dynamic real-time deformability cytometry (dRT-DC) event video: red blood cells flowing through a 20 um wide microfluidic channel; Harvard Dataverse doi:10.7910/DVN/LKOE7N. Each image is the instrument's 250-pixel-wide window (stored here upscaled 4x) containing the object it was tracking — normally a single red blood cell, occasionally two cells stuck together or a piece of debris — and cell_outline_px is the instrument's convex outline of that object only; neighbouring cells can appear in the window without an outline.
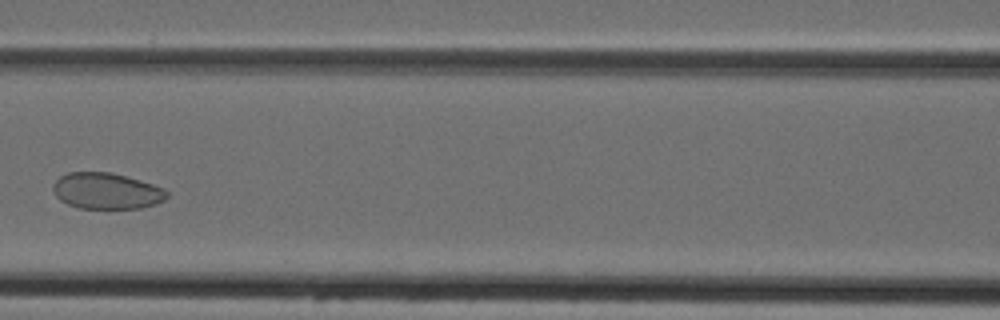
{"species": "Egyptian fruit bat (a non-hibernating species)", "species_latin": "Rousettus aegyptiacus", "temperature_condition": "cold", "stored_images_in_passage": 6, "camera_frame_rate_fps": 3000, "um_per_image_px": 0.085, "animal": {"sex": "female"}, "frame": {"image": 1, "passage_image": 5, "time_ms": 4.667, "image_size_px": [1000, 320], "cell_outline_px": [[168, 196], [164, 200], [156, 204], [140, 208], [80, 208], [68, 204], [60, 200], [56, 196], [52, 188], [52, 184], [60, 176], [68, 172], [112, 172], [140, 180], [164, 188], [168, 192]], "centroid_in_image_um": [9.05, 16.22], "position_along_channel_um": 157.5, "area_um2": 24.04}}
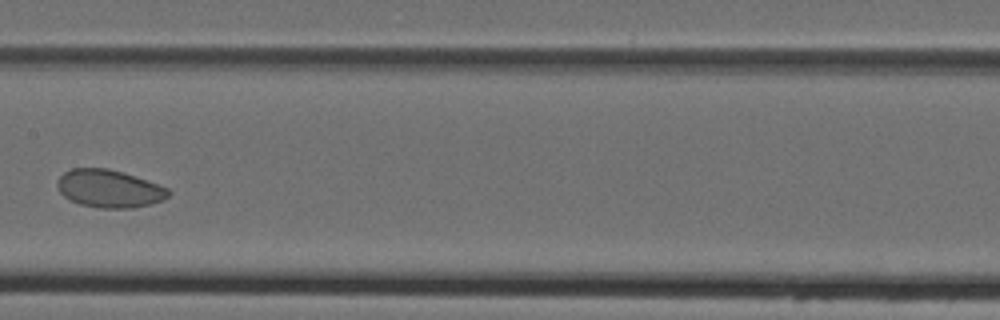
{"frame": {"image": 2, "passage_image": 6, "time_ms": 5.667, "image_size_px": [1000, 320], "cell_outline_px": [[172, 192], [164, 200], [152, 204], [132, 208], [100, 208], [80, 204], [64, 196], [60, 192], [56, 184], [60, 176], [64, 172], [72, 168], [108, 168], [124, 172], [168, 188]], "centroid_in_image_um": [9.3, 16.03], "position_along_channel_um": 198.1, "area_um2": 24.51}}